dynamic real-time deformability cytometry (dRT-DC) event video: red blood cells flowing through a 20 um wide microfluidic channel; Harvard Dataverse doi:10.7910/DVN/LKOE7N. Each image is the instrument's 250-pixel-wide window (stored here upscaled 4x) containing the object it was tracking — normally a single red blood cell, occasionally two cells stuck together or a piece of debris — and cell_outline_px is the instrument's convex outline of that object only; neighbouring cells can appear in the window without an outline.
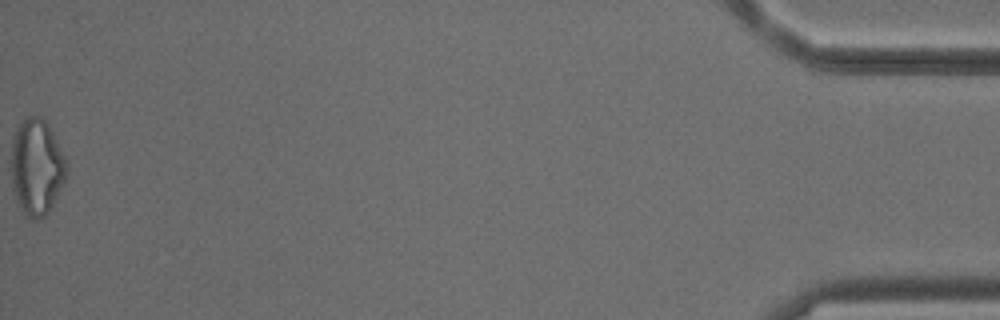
{"species": "common noctule bat (a hibernating species)", "species_latin": "Nyctalus noctula", "temperature_condition": "cold", "stored_images_in_passage": 52, "camera_frame_rate_fps": 3000, "um_per_image_px": 0.085, "animal": {"sex": "male", "body_mass_g": 18.8}, "frame": {"image": 1, "passage_image": 52, "time_ms": 17.0, "image_size_px": [1000, 320], "cell_outline_px": [[68, 172], [48, 212], [44, 216], [36, 220], [32, 220], [24, 216], [16, 200], [12, 180], [12, 136], [20, 124], [28, 116], [40, 116], [48, 124], [68, 160]], "centroid_in_image_um": [3.13, 14.2], "position_along_channel_um": 432.1, "area_um2": 31.04}, "authors_computed_cell_mechanics": {"area_um2": 27.0793, "velocity_mm_per_s": 3.8923, "shape_relaxation_time_tau1_ms": null, "shape_relaxation_time_tau2_ms": 1.9668, "deformation_change_tau1": null, "deformation_change_tau2": 0.1226}}